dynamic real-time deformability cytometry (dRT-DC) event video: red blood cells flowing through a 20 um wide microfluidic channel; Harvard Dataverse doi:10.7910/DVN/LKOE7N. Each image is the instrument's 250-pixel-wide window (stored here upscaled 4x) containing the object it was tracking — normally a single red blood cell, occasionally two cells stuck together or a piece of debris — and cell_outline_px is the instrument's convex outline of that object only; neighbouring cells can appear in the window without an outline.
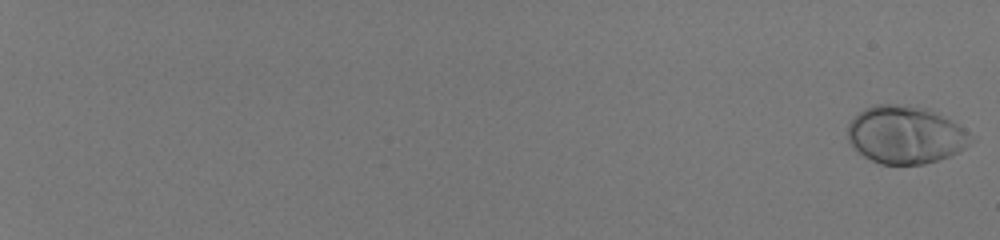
{"species": "human", "species_latin": "Homo sapiens", "temperature_condition": "room temperature", "stored_images_in_passage": 57, "camera_frame_rate_fps": 3000, "um_per_image_px": 0.085, "donor": {"sex": "male"}, "frame": {"image": 1, "passage_image": 1, "time_ms": 0.0, "image_size_px": [1000, 240], "cell_outline_px": [[976, 140], [964, 148], [948, 156], [924, 164], [880, 164], [864, 156], [852, 148], [848, 140], [848, 124], [864, 108], [876, 104], [896, 104], [928, 108], [964, 128], [976, 136]], "centroid_in_image_um": [76.98, 11.46], "position_along_channel_um": 8.0, "area_um2": 41.5}}
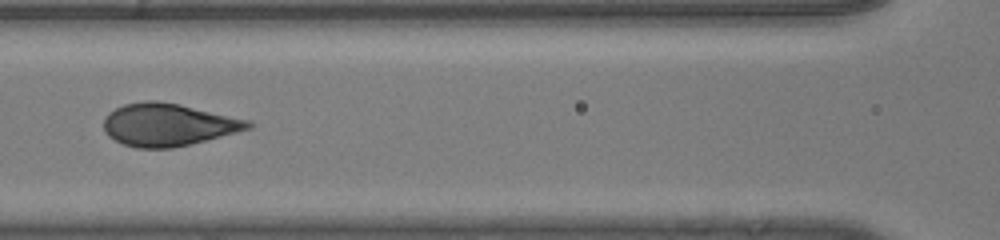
{"frame": {"image": 2, "passage_image": 33, "time_ms": 10.667, "image_size_px": [1000, 240], "cell_outline_px": [[256, 124], [252, 128], [172, 148], [136, 148], [124, 144], [108, 136], [104, 132], [104, 120], [108, 112], [124, 104], [144, 100], [156, 100], [180, 104], [252, 120]], "centroid_in_image_um": [14.31, 10.58], "position_along_channel_um": 152.3, "area_um2": 35.89}}
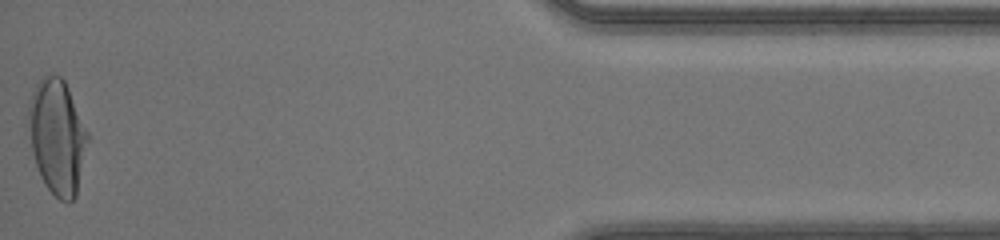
{"frame": {"image": 3, "passage_image": 57, "time_ms": 18.667, "image_size_px": [1000, 240], "cell_outline_px": [[88, 140], [76, 196], [68, 204], [60, 200], [44, 184], [40, 176], [32, 152], [28, 124], [28, 108], [32, 92], [36, 84], [44, 76], [60, 76], [64, 80], [68, 88], [88, 132]], "centroid_in_image_um": [4.85, 11.64], "position_along_channel_um": 430.3, "area_um2": 39.25}}